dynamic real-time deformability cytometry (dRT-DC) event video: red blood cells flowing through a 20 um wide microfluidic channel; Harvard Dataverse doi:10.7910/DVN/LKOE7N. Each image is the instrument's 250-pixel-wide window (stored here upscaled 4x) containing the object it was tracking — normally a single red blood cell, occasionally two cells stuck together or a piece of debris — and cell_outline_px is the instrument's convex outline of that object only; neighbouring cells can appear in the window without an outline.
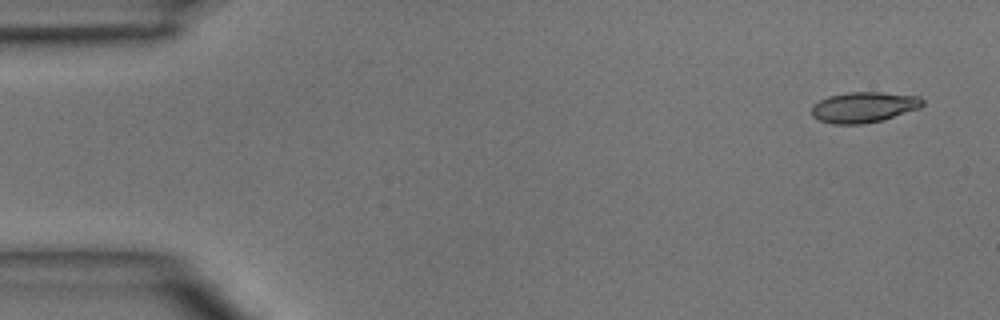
{"species": "common noctule bat (a hibernating species)", "species_latin": "Nyctalus noctula", "temperature_condition": "room temperature", "stored_images_in_passage": 4, "camera_frame_rate_fps": 3000, "um_per_image_px": 0.085, "animal": {"sex": "male", "body_mass_g": 15.6}, "frame": {"image": 1, "passage_image": 1, "time_ms": 0.0, "image_size_px": [1000, 320], "cell_outline_px": [[924, 104], [920, 108], [884, 120], [864, 124], [832, 124], [820, 120], [812, 116], [812, 104], [828, 96], [848, 92], [880, 92], [920, 96], [924, 100]], "centroid_in_image_um": [73.44, 9.11], "position_along_channel_um": 11.6, "area_um2": 20.0}}
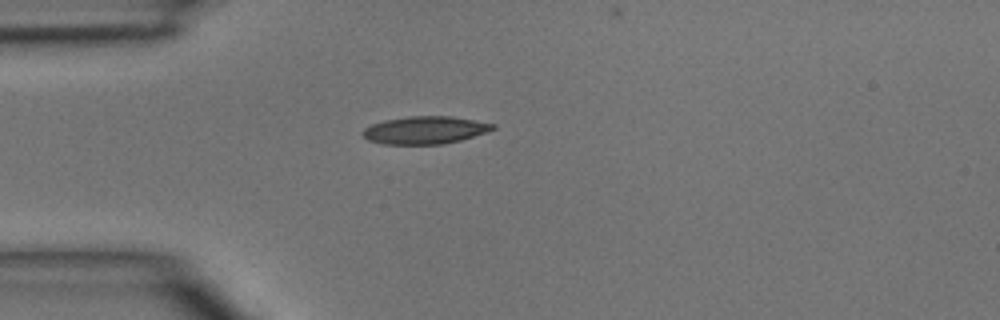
{"frame": {"image": 2, "passage_image": 4, "time_ms": 3.333, "image_size_px": [1000, 320], "cell_outline_px": [[496, 128], [460, 140], [444, 144], [384, 144], [368, 140], [360, 132], [364, 128], [372, 124], [384, 120], [408, 116], [452, 116], [496, 124]], "centroid_in_image_um": [36.09, 11.05], "position_along_channel_um": 48.9, "area_um2": 20.87}}